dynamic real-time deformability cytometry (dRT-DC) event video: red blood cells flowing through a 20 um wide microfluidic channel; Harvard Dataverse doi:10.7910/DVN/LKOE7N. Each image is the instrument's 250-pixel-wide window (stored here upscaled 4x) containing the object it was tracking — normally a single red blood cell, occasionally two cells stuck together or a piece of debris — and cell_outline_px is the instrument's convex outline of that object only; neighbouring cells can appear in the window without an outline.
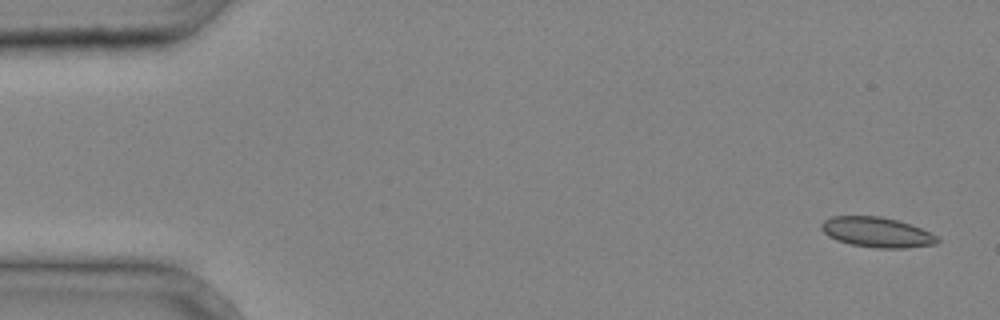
{"species": "common noctule bat (a hibernating species)", "species_latin": "Nyctalus noctula", "temperature_condition": "cold", "stored_images_in_passage": 3, "camera_frame_rate_fps": 3000, "um_per_image_px": 0.085, "animal": {"sex": "male", "body_mass_g": 20.4}, "frame": {"image": 1, "passage_image": 1, "time_ms": 0.0, "image_size_px": [1000, 320], "cell_outline_px": [[940, 240], [936, 244], [904, 248], [876, 248], [852, 244], [836, 240], [828, 236], [820, 228], [820, 224], [824, 220], [832, 216], [880, 216], [912, 224], [940, 236]], "centroid_in_image_um": [74.56, 19.74], "position_along_channel_um": 10.4, "area_um2": 20.52}}